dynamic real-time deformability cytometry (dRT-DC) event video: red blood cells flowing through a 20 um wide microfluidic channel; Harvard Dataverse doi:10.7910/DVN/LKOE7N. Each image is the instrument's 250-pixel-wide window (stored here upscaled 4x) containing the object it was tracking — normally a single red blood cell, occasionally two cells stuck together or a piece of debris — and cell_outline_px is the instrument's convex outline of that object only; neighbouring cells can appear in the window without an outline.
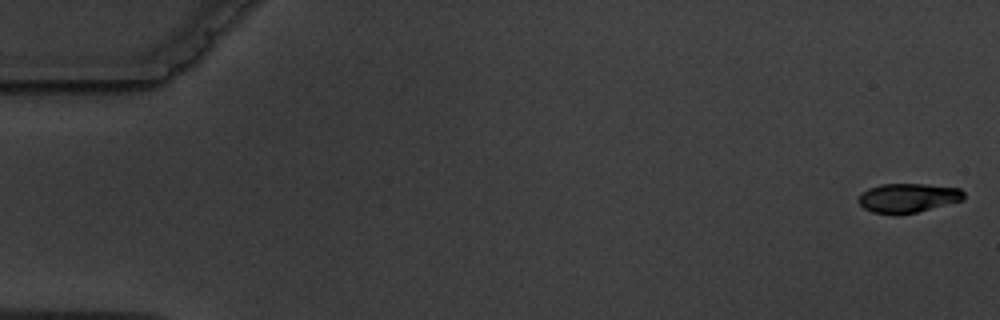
{"species": "common noctule bat (a hibernating species)", "species_latin": "Nyctalus noctula", "temperature_condition": "warm", "stored_images_in_passage": 8, "camera_frame_rate_fps": 3000, "um_per_image_px": 0.085, "animal": {"sex": "male", "body_mass_g": 19.5, "forearm_length_mm": 54.6}, "frame": {"image": 1, "passage_image": 1, "time_ms": 0.0, "image_size_px": [1000, 320], "cell_outline_px": [[964, 200], [916, 212], [872, 212], [864, 208], [856, 200], [860, 192], [868, 188], [880, 184], [924, 184], [960, 188], [964, 192]], "centroid_in_image_um": [77.16, 16.78], "position_along_channel_um": 7.8, "area_um2": 17.63}}
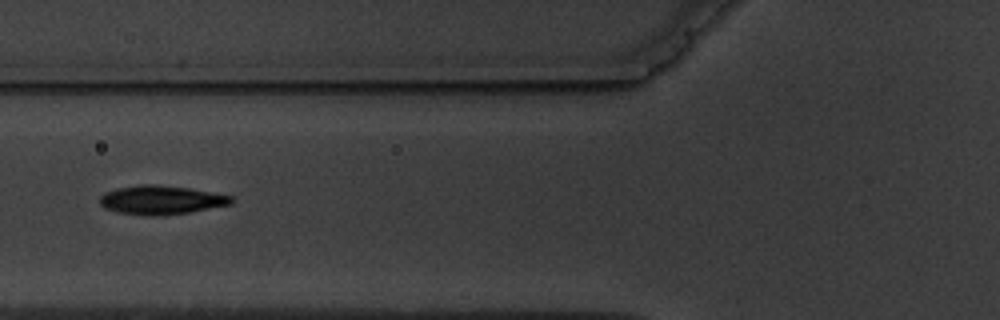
{"frame": {"image": 2, "passage_image": 6, "time_ms": 7.0, "image_size_px": [1000, 320], "cell_outline_px": [[236, 200], [232, 204], [188, 212], [156, 216], [152, 216], [116, 212], [104, 208], [100, 204], [100, 196], [104, 192], [116, 188], [140, 184], [156, 184], [188, 188], [212, 192], [232, 196]], "centroid_in_image_um": [13.68, 16.99], "position_along_channel_um": 112.1, "area_um2": 22.2}}
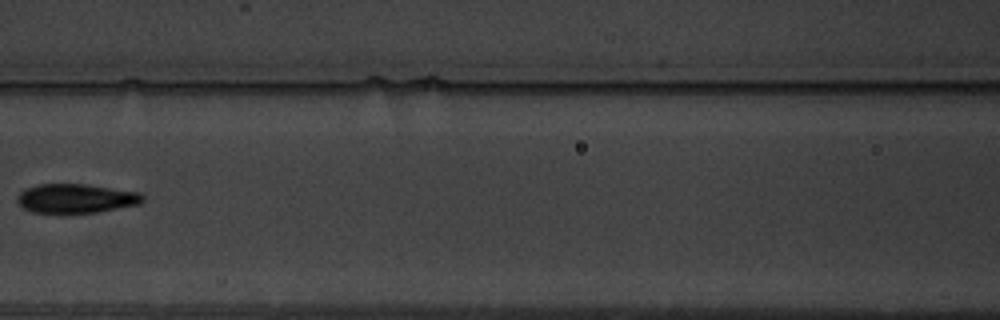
{"frame": {"image": 3, "passage_image": 7, "time_ms": 8.333, "image_size_px": [1000, 320], "cell_outline_px": [[144, 200], [140, 204], [96, 212], [32, 212], [24, 208], [16, 200], [16, 196], [24, 188], [40, 184], [84, 184], [140, 192], [144, 196]], "centroid_in_image_um": [6.45, 16.85], "position_along_channel_um": 160.1, "area_um2": 21.15}}